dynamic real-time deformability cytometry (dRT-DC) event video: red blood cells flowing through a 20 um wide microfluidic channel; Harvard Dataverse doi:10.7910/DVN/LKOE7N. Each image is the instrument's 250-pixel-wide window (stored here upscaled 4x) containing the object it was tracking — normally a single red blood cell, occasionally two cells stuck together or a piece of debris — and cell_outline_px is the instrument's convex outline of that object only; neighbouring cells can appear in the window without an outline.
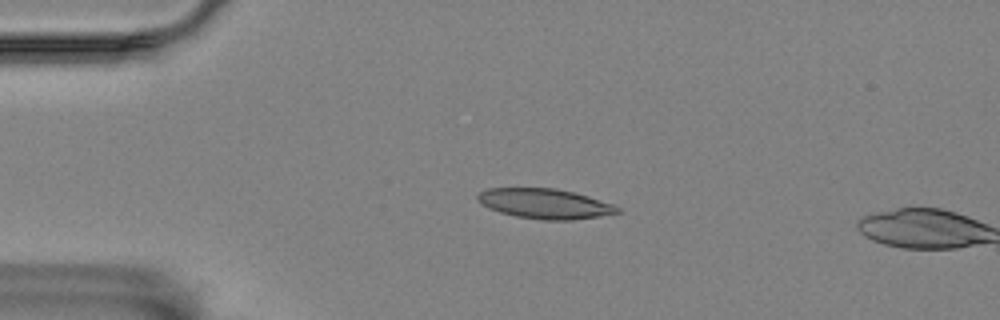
{"species": "Egyptian fruit bat (a non-hibernating species)", "species_latin": "Rousettus aegyptiacus", "temperature_condition": "room temperature", "stored_images_in_passage": 4, "camera_frame_rate_fps": 3000, "um_per_image_px": 0.085, "animal": {"sex": "female"}, "frame": {"image": 1, "passage_image": 3, "time_ms": 2.333, "image_size_px": [1000, 320], "cell_outline_px": [[620, 212], [600, 216], [572, 220], [540, 220], [516, 216], [500, 212], [488, 208], [476, 200], [476, 192], [488, 188], [556, 188], [576, 192], [612, 204], [620, 208]], "centroid_in_image_um": [46.27, 17.3], "position_along_channel_um": 38.7, "area_um2": 24.62}}